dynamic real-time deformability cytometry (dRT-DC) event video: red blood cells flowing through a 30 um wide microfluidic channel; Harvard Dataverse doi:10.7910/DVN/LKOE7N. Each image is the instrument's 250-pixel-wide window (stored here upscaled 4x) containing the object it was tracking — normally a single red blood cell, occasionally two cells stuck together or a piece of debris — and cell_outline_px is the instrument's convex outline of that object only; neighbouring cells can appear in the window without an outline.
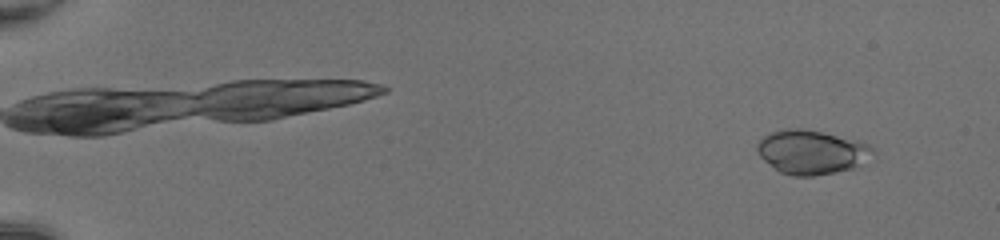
{"species": "common noctule bat (a hibernating species)", "species_latin": "Nyctalus noctula", "temperature_condition": "room temperature", "stored_images_in_passage": 51, "camera_frame_rate_fps": 3000, "um_per_image_px": 0.085, "animal": {"sex": "female", "body_mass_g": 20.0, "forearm_length_mm": 54.0}, "frame": {"image": 1, "passage_image": 4, "time_ms": 1.0, "image_size_px": [1000, 240], "cell_outline_px": [[872, 152], [852, 168], [812, 176], [792, 176], [780, 172], [764, 160], [756, 152], [756, 144], [764, 136], [772, 132], [784, 128], [800, 128], [820, 132], [856, 140], [868, 144], [872, 148]], "centroid_in_image_um": [68.87, 12.91], "position_along_channel_um": 16.1, "area_um2": 28.96}}
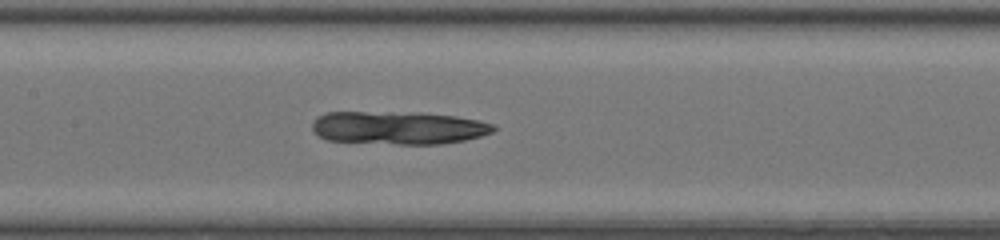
{"frame": {"image": 2, "passage_image": 27, "time_ms": 8.667, "image_size_px": [1000, 240], "cell_outline_px": [[496, 128], [492, 132], [480, 136], [464, 140], [440, 144], [396, 144], [328, 140], [320, 136], [312, 128], [312, 124], [316, 116], [324, 112], [420, 112], [456, 116], [496, 124]], "centroid_in_image_um": [33.86, 10.85], "position_along_channel_um": 173.5, "area_um2": 35.03}}
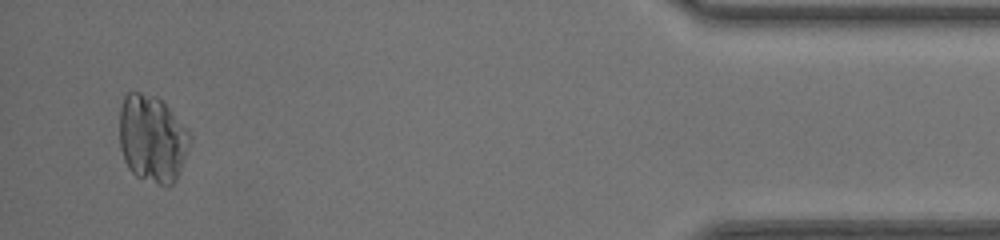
{"frame": {"image": 3, "passage_image": 49, "time_ms": 16.0, "image_size_px": [1000, 240], "cell_outline_px": [[192, 136], [188, 148], [176, 180], [172, 184], [160, 184], [136, 176], [128, 168], [124, 160], [120, 148], [120, 108], [124, 96], [128, 92], [140, 92], [156, 96], [168, 108]], "centroid_in_image_um": [12.91, 11.77], "position_along_channel_um": 422.3, "area_um2": 35.37}}